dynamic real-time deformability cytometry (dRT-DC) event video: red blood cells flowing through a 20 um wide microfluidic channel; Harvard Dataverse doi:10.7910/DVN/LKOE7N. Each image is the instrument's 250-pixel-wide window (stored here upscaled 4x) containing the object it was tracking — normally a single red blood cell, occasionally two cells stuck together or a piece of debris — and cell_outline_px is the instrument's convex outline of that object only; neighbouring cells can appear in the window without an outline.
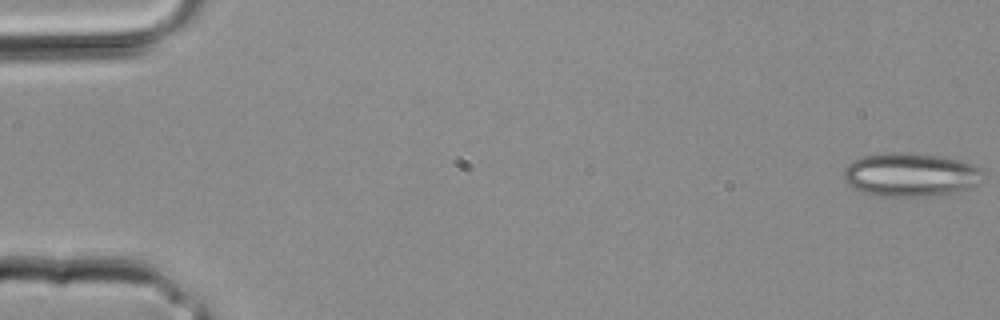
{"species": "common noctule bat (a hibernating species)", "species_latin": "Nyctalus noctula", "temperature_condition": "room temperature", "stored_images_in_passage": 35, "camera_frame_rate_fps": 3000, "um_per_image_px": 0.085, "animal": {"sex": "male", "body_mass_g": 20.4}, "frame": {"image": 1, "passage_image": 1, "time_ms": 0.0, "image_size_px": [1000, 320], "cell_outline_px": [[980, 172], [976, 188], [956, 192], [924, 196], [880, 196], [864, 192], [852, 188], [844, 180], [844, 168], [852, 160], [864, 156], [884, 152], [908, 152], [936, 156], [960, 160], [972, 164], [980, 168]], "centroid_in_image_um": [77.35, 14.85], "position_along_channel_um": 7.6, "area_um2": 35.37}}
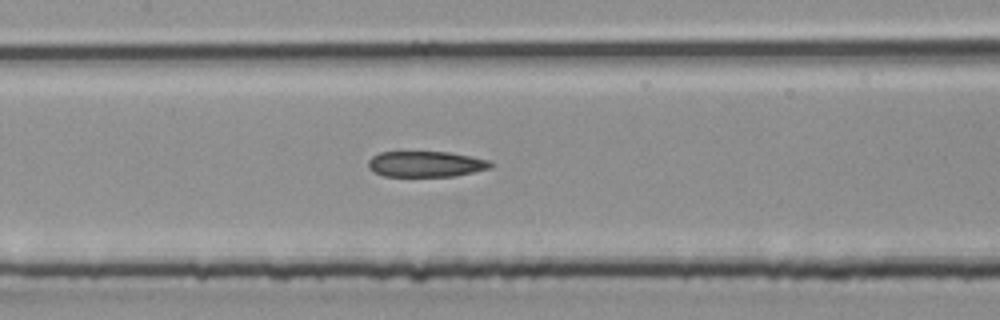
{"frame": {"image": 2, "passage_image": 17, "time_ms": 5.333, "image_size_px": [1000, 320], "cell_outline_px": [[492, 168], [452, 176], [384, 176], [368, 168], [368, 160], [372, 156], [380, 152], [448, 152], [472, 156], [488, 160], [492, 164]], "centroid_in_image_um": [36.19, 13.94], "position_along_channel_um": 171.2, "area_um2": 18.26}}
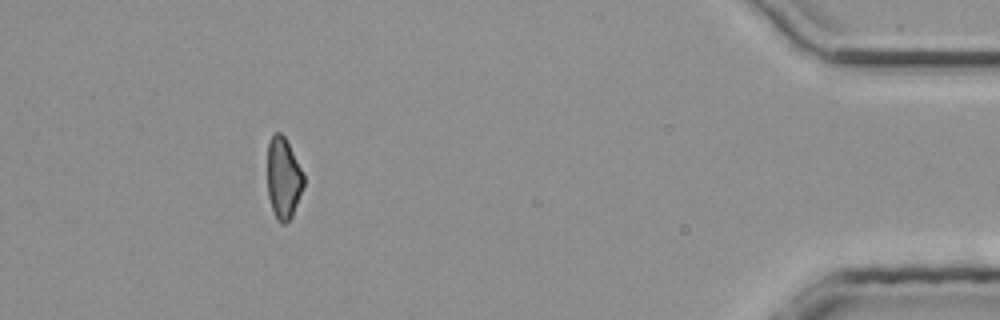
{"frame": {"image": 3, "passage_image": 32, "time_ms": 10.333, "image_size_px": [1000, 320], "cell_outline_px": [[304, 184], [292, 216], [284, 224], [280, 224], [276, 220], [268, 196], [268, 140], [276, 132], [280, 132], [284, 136], [304, 172]], "centroid_in_image_um": [24.09, 15.14], "position_along_channel_um": 411.1, "area_um2": 17.17}}